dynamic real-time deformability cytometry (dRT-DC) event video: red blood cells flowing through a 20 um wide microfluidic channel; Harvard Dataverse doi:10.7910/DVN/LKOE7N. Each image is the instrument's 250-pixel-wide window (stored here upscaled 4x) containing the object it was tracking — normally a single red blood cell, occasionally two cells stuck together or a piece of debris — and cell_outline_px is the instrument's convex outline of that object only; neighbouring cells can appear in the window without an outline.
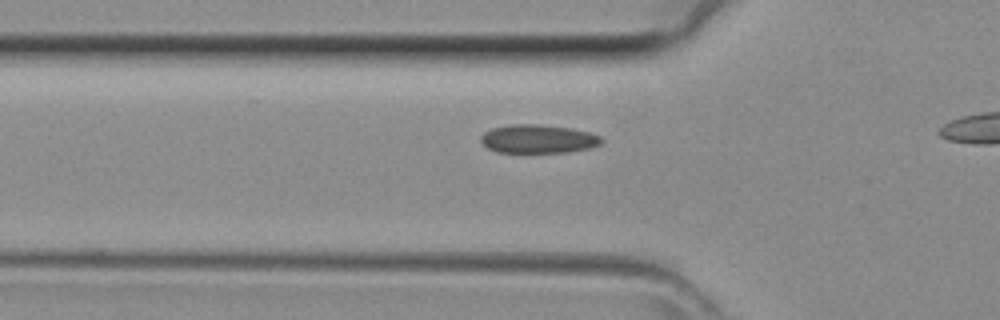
{"species": "common noctule bat (a hibernating species)", "species_latin": "Nyctalus noctula", "temperature_condition": "room temperature", "stored_images_in_passage": 13, "camera_frame_rate_fps": 3000, "um_per_image_px": 0.085, "animal": {"sex": "female", "body_mass_g": 29.2, "forearm_length_mm": 56.3}, "frame": {"image": 1, "passage_image": 3, "time_ms": 0.667, "image_size_px": [1000, 320], "cell_outline_px": [[604, 140], [600, 144], [588, 148], [568, 152], [496, 152], [488, 148], [480, 140], [480, 136], [484, 132], [492, 128], [512, 124], [536, 124], [572, 128], [588, 132], [600, 136]], "centroid_in_image_um": [45.73, 11.8], "position_along_channel_um": 80.1, "area_um2": 20.0}}
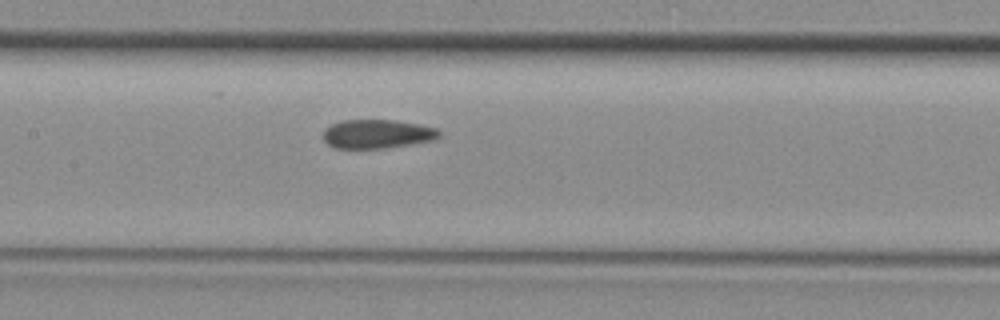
{"frame": {"image": 2, "passage_image": 9, "time_ms": 2.667, "image_size_px": [1000, 320], "cell_outline_px": [[440, 136], [432, 140], [384, 148], [332, 148], [324, 140], [324, 128], [332, 124], [344, 120], [396, 120], [420, 124], [436, 128], [440, 132]], "centroid_in_image_um": [32.04, 11.38], "position_along_channel_um": 175.4, "area_um2": 19.42}}
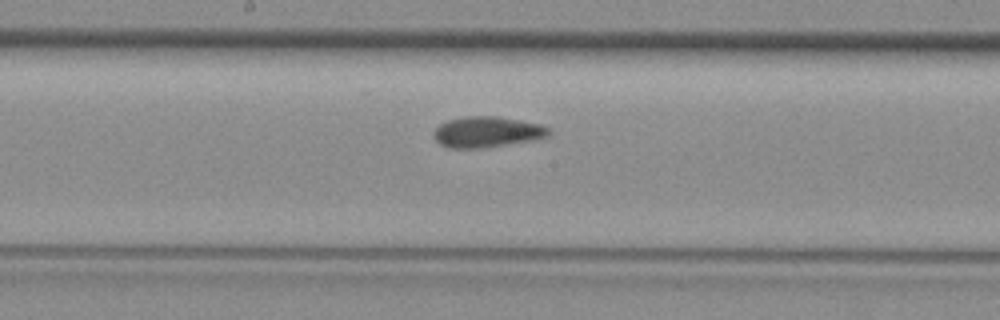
{"frame": {"image": 3, "passage_image": 11, "time_ms": 3.333, "image_size_px": [1000, 320], "cell_outline_px": [[552, 132], [548, 136], [528, 140], [480, 148], [448, 148], [440, 144], [432, 136], [436, 128], [440, 124], [448, 120], [464, 116], [496, 116], [520, 120], [540, 124], [548, 128]], "centroid_in_image_um": [41.35, 11.2], "position_along_channel_um": 206.9, "area_um2": 20.4}}